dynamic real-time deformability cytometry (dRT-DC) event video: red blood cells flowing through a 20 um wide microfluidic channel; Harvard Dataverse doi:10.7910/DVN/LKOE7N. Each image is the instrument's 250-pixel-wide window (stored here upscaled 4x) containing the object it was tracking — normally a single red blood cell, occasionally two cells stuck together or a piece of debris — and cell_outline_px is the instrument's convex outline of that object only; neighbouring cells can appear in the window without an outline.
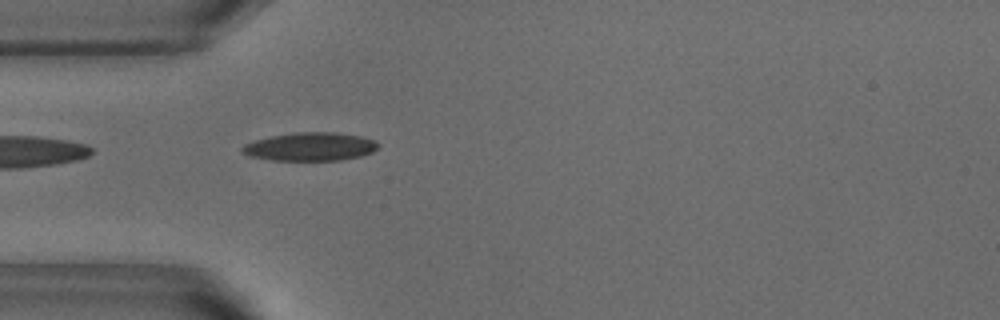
{"species": "common noctule bat (a hibernating species)", "species_latin": "Nyctalus noctula", "temperature_condition": "warm", "stored_images_in_passage": 38, "camera_frame_rate_fps": 3000, "um_per_image_px": 0.085, "animal": {"sex": "male", "body_mass_g": 18.8}, "frame": {"image": 1, "passage_image": 1, "time_ms": 0.0, "image_size_px": [1000, 320], "cell_outline_px": [[380, 144], [372, 152], [360, 156], [340, 160], [272, 160], [248, 156], [240, 152], [240, 148], [244, 144], [256, 140], [272, 136], [296, 132], [332, 132], [360, 136], [372, 140]], "centroid_in_image_um": [26.32, 12.47], "position_along_channel_um": 58.7, "area_um2": 22.31}}
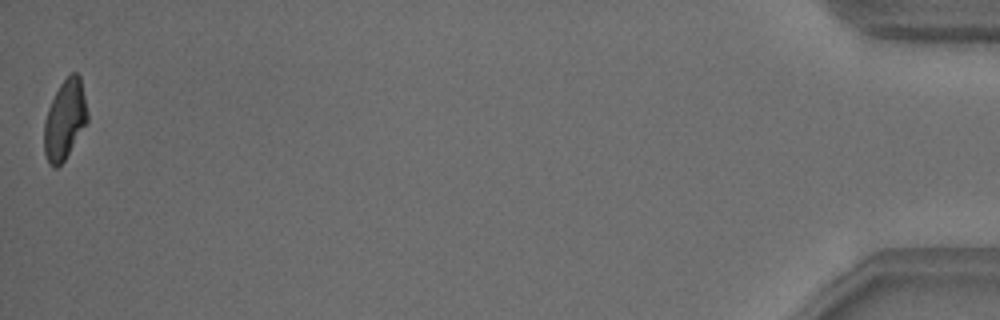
{"frame": {"image": 2, "passage_image": 38, "time_ms": 12.333, "image_size_px": [1000, 320], "cell_outline_px": [[88, 120], [64, 160], [56, 168], [52, 168], [48, 164], [44, 152], [44, 120], [48, 108], [60, 84], [72, 72], [76, 72], [80, 76], [88, 112]], "centroid_in_image_um": [5.49, 10.18], "position_along_channel_um": 429.7, "area_um2": 19.94}, "authors_computed_cell_mechanics": {"area_um2": 21.1548, "velocity_mm_per_s": 3.8263, "shape_relaxation_time_tau1_ms": 6.2887, "shape_relaxation_time_tau2_ms": 1.8251, "deformation_change_tau1": 0.1785, "deformation_change_tau2": 0.0893}}